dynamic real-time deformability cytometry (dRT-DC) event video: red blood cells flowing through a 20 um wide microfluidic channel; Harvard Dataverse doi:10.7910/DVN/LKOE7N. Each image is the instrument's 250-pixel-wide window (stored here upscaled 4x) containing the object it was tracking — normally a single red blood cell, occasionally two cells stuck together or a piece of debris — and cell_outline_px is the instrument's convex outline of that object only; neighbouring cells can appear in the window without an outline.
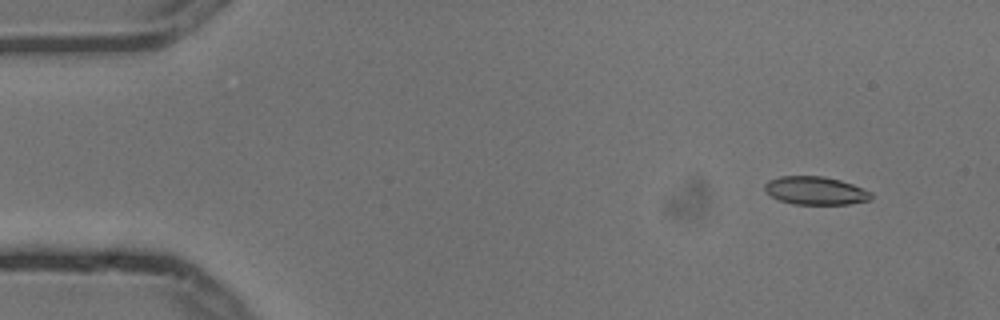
{"species": "common noctule bat (a hibernating species)", "species_latin": "Nyctalus noctula", "temperature_condition": "cold", "stored_images_in_passage": 4, "camera_frame_rate_fps": 3000, "um_per_image_px": 0.085, "animal": {"sex": "male", "body_mass_g": 13.3}, "frame": {"image": 1, "passage_image": 1, "time_ms": 0.0, "image_size_px": [1000, 320], "cell_outline_px": [[872, 200], [848, 204], [792, 204], [780, 200], [764, 192], [764, 184], [768, 180], [780, 176], [824, 176], [840, 180], [852, 184], [872, 192]], "centroid_in_image_um": [69.31, 16.2], "position_along_channel_um": 15.7, "area_um2": 17.57}}
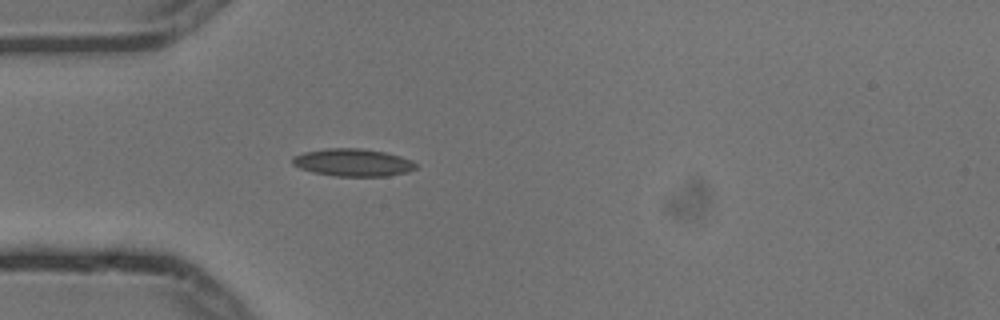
{"frame": {"image": 2, "passage_image": 4, "time_ms": 1.0, "image_size_px": [1000, 320], "cell_outline_px": [[416, 168], [408, 172], [388, 176], [336, 176], [312, 172], [300, 168], [292, 164], [292, 156], [304, 152], [328, 148], [360, 148], [384, 152], [400, 156], [412, 160], [416, 164]], "centroid_in_image_um": [29.99, 13.81], "position_along_channel_um": 55.0, "area_um2": 19.83}}